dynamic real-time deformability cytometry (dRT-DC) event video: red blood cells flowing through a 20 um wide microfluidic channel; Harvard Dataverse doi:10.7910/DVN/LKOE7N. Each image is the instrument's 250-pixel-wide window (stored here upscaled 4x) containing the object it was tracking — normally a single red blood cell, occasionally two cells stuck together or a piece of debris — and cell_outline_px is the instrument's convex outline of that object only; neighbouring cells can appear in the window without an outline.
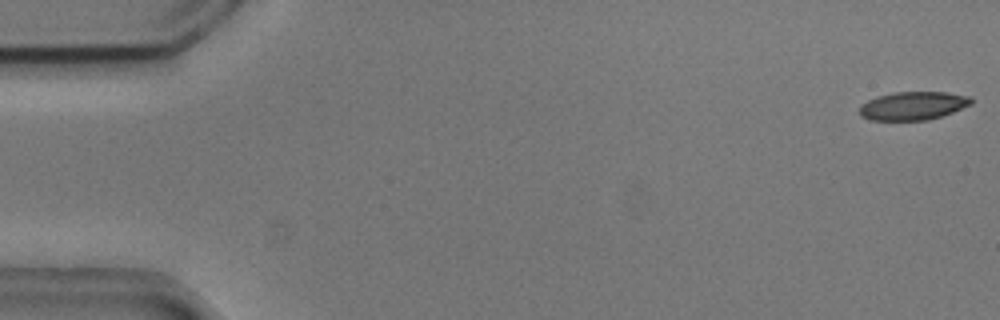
{"species": "common noctule bat (a hibernating species)", "species_latin": "Nyctalus noctula", "temperature_condition": "cold", "stored_images_in_passage": 4, "camera_frame_rate_fps": 3000, "um_per_image_px": 0.085, "animal": {"sex": "male", "body_mass_g": 20.5, "forearm_length_mm": 52.5}, "frame": {"image": 1, "passage_image": 1, "time_ms": 0.0, "image_size_px": [1000, 320], "cell_outline_px": [[972, 104], [952, 112], [928, 120], [872, 120], [860, 116], [860, 108], [868, 100], [876, 96], [892, 92], [948, 92], [972, 96]], "centroid_in_image_um": [77.63, 8.98], "position_along_channel_um": 7.4, "area_um2": 18.44}}